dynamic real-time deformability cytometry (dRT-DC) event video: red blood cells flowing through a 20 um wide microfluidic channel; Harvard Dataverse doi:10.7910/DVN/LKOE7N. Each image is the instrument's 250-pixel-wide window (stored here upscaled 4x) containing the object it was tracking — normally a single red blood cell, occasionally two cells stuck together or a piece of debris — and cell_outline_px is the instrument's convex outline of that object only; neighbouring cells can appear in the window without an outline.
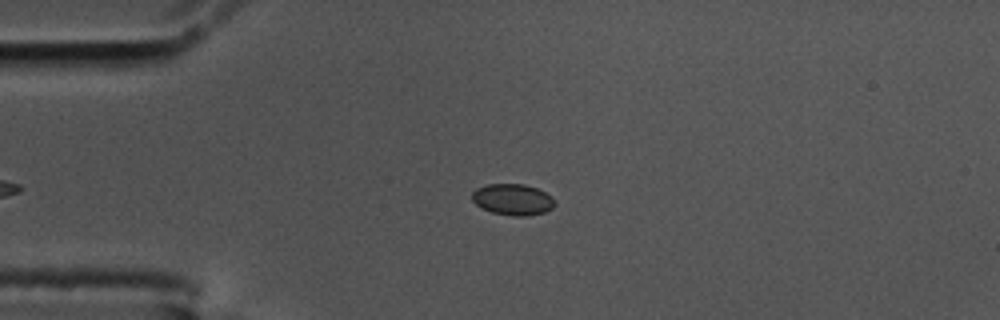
{"species": "common noctule bat (a hibernating species)", "species_latin": "Nyctalus noctula", "temperature_condition": "cold", "stored_images_in_passage": 37, "camera_frame_rate_fps": 3000, "um_per_image_px": 0.085, "animal": {"sex": "male", "body_mass_g": 17.5, "forearm_length_mm": 52.3}, "frame": {"image": 1, "passage_image": 5, "time_ms": 1.333, "image_size_px": [1000, 320], "cell_outline_px": [[556, 204], [552, 208], [544, 212], [528, 216], [512, 216], [492, 212], [476, 204], [472, 200], [472, 192], [476, 188], [488, 184], [524, 184], [536, 188], [552, 196]], "centroid_in_image_um": [43.59, 16.96], "position_along_channel_um": 41.4, "area_um2": 15.03}}
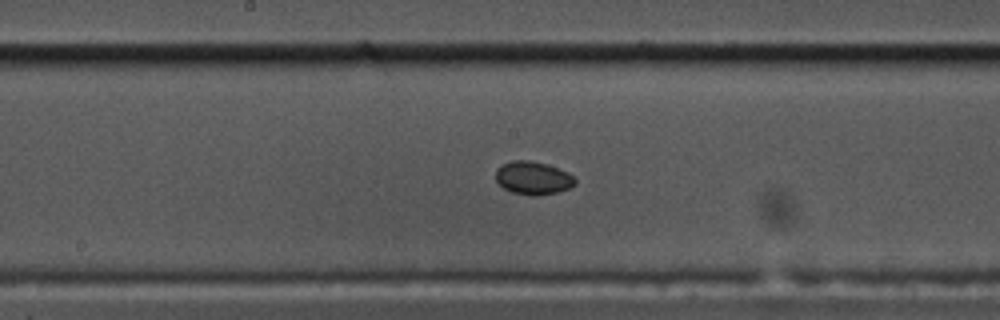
{"frame": {"image": 2, "passage_image": 21, "time_ms": 6.667, "image_size_px": [1000, 320], "cell_outline_px": [[576, 184], [568, 188], [556, 192], [536, 196], [528, 196], [512, 192], [504, 188], [496, 180], [496, 168], [512, 160], [528, 160], [548, 164], [568, 172], [576, 180]], "centroid_in_image_um": [45.31, 15.13], "position_along_channel_um": 202.9, "area_um2": 15.32}}
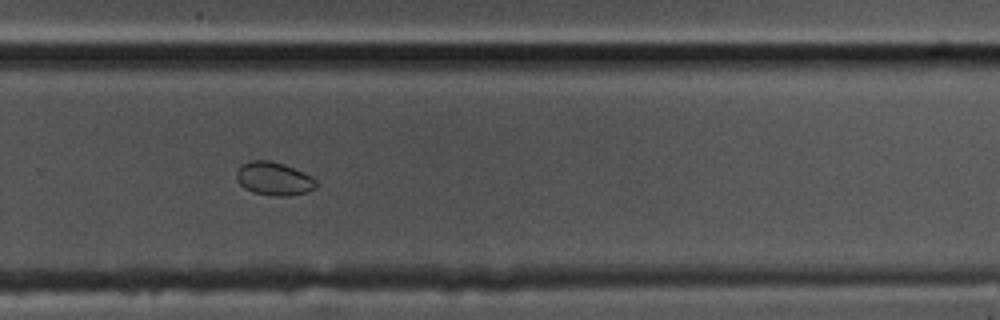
{"frame": {"image": 3, "passage_image": 30, "time_ms": 9.667, "image_size_px": [1000, 320], "cell_outline_px": [[316, 188], [304, 192], [288, 196], [276, 196], [252, 192], [244, 188], [240, 184], [236, 176], [236, 172], [244, 164], [252, 160], [268, 160], [284, 164], [312, 176], [316, 180]], "centroid_in_image_um": [23.29, 15.19], "position_along_channel_um": 306.5, "area_um2": 15.26}}